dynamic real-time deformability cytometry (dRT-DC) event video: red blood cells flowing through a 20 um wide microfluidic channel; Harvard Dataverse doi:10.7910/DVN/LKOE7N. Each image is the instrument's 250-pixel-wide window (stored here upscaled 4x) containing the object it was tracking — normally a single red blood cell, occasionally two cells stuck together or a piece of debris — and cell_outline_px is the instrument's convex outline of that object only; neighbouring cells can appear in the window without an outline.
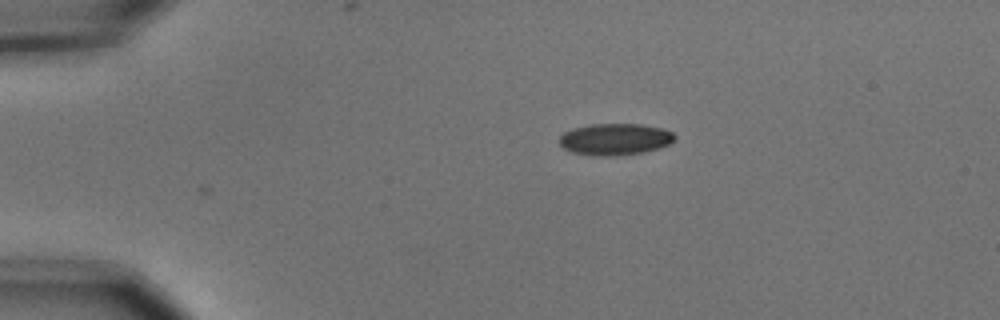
{"species": "common noctule bat (a hibernating species)", "species_latin": "Nyctalus noctula", "temperature_condition": "cold", "stored_images_in_passage": 5, "camera_frame_rate_fps": 3000, "um_per_image_px": 0.085, "animal": {"sex": "male", "body_mass_g": 15.6}, "frame": {"image": 1, "passage_image": 5, "time_ms": 1.333, "image_size_px": [1000, 320], "cell_outline_px": [[676, 140], [660, 148], [644, 152], [612, 156], [596, 156], [572, 152], [564, 148], [556, 140], [564, 132], [572, 128], [592, 124], [640, 124], [664, 128], [672, 132], [676, 136]], "centroid_in_image_um": [52.28, 11.83], "position_along_channel_um": 32.7, "area_um2": 21.5}}